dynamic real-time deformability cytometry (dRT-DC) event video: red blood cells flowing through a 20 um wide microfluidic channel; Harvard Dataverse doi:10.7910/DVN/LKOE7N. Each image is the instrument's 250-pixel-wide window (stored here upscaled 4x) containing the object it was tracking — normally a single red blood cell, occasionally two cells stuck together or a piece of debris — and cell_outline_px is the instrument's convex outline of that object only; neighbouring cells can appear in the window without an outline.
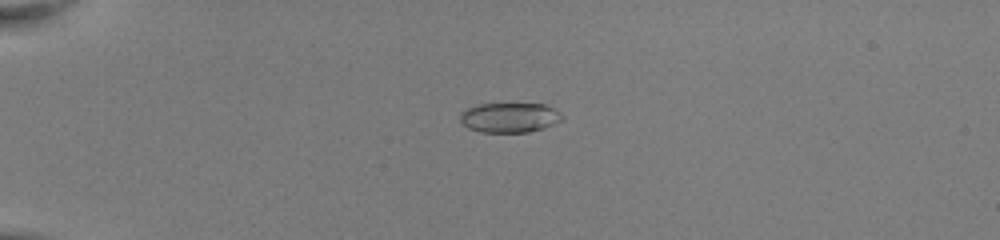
{"species": "common noctule bat (a hibernating species)", "species_latin": "Nyctalus noctula", "temperature_condition": "room temperature", "stored_images_in_passage": 39, "camera_frame_rate_fps": 3000, "um_per_image_px": 0.085, "animal": {"sex": "female", "body_mass_g": 22.0, "forearm_length_mm": 56.7}, "frame": {"image": 1, "passage_image": 1, "time_ms": 0.0, "image_size_px": [1000, 240], "cell_outline_px": [[564, 116], [560, 120], [544, 128], [528, 132], [480, 132], [468, 128], [460, 120], [460, 112], [476, 104], [544, 104], [556, 108]], "centroid_in_image_um": [43.31, 9.98], "position_along_channel_um": 41.7, "area_um2": 17.74}}
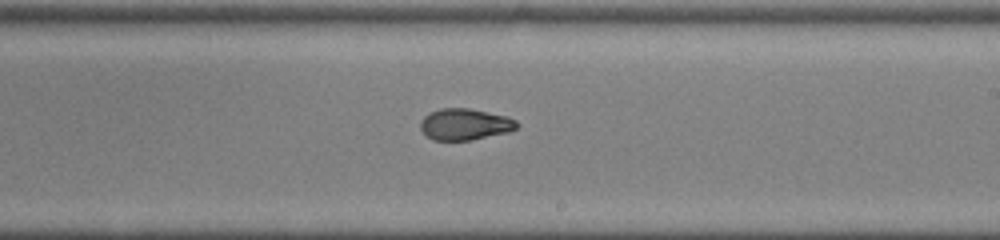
{"frame": {"image": 2, "passage_image": 20, "time_ms": 6.333, "image_size_px": [1000, 240], "cell_outline_px": [[520, 124], [516, 128], [508, 132], [472, 140], [432, 140], [420, 128], [420, 120], [424, 116], [440, 108], [468, 108], [508, 116], [516, 120]], "centroid_in_image_um": [39.53, 10.56], "position_along_channel_um": 249.5, "area_um2": 17.69}}
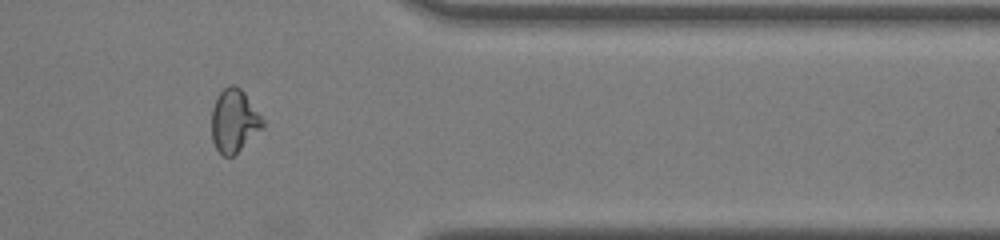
{"frame": {"image": 3, "passage_image": 31, "time_ms": 10.0, "image_size_px": [1000, 240], "cell_outline_px": [[264, 128], [232, 156], [224, 156], [216, 148], [212, 140], [212, 108], [220, 92], [228, 84], [236, 84], [244, 92], [264, 120]], "centroid_in_image_um": [19.91, 10.25], "position_along_channel_um": 391.5, "area_um2": 18.67}, "authors_computed_cell_mechanics": {"area_um2": 18.1492, "velocity_mm_per_s": 4.0779, "shape_relaxation_time_tau1_ms": null, "shape_relaxation_time_tau2_ms": 1.2641, "deformation_change_tau1": null, "deformation_change_tau2": 0.066}}